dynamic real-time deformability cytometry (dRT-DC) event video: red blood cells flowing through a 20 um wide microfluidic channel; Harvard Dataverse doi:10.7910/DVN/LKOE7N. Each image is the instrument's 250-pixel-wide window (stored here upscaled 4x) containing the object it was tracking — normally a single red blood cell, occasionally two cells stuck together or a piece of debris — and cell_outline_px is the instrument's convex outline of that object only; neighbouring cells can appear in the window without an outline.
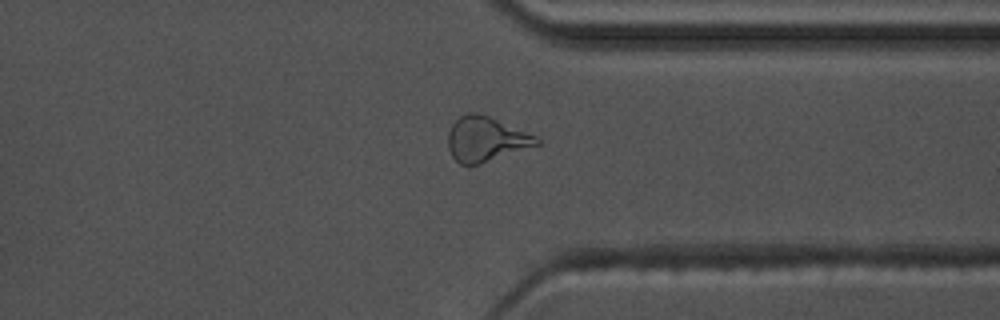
{"species": "common noctule bat (a hibernating species)", "species_latin": "Nyctalus noctula", "temperature_condition": "warm", "stored_images_in_passage": 48, "camera_frame_rate_fps": 3000, "um_per_image_px": 0.085, "animal": {"sex": "male", "body_mass_g": 17.5, "forearm_length_mm": 52.3}, "frame": {"image": 1, "passage_image": 35, "time_ms": 11.333, "image_size_px": [1000, 320], "cell_outline_px": [[540, 144], [468, 168], [460, 164], [452, 156], [448, 148], [448, 132], [452, 124], [460, 116], [468, 112], [476, 112], [488, 116], [536, 136], [540, 140]], "centroid_in_image_um": [41.25, 11.85], "position_along_channel_um": 370.1, "area_um2": 23.12}}
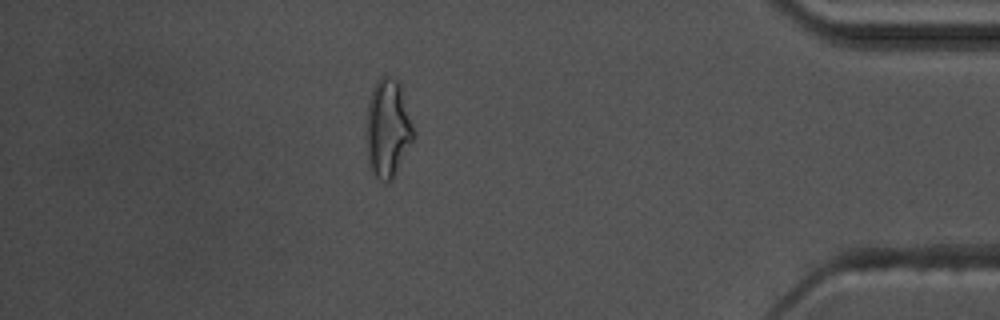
{"frame": {"image": 2, "passage_image": 41, "time_ms": 13.333, "image_size_px": [1000, 320], "cell_outline_px": [[416, 136], [392, 180], [380, 180], [368, 168], [364, 136], [368, 104], [372, 88], [376, 80], [380, 76], [392, 76], [400, 80]], "centroid_in_image_um": [32.94, 10.89], "position_along_channel_um": 402.3, "area_um2": 27.98}, "authors_computed_cell_mechanics": {"area_um2": 21.5016, "velocity_mm_per_s": 3.5998, "shape_relaxation_time_tau1_ms": null, "shape_relaxation_time_tau2_ms": 3.1875, "deformation_change_tau1": null, "deformation_change_tau2": 0.1178}}